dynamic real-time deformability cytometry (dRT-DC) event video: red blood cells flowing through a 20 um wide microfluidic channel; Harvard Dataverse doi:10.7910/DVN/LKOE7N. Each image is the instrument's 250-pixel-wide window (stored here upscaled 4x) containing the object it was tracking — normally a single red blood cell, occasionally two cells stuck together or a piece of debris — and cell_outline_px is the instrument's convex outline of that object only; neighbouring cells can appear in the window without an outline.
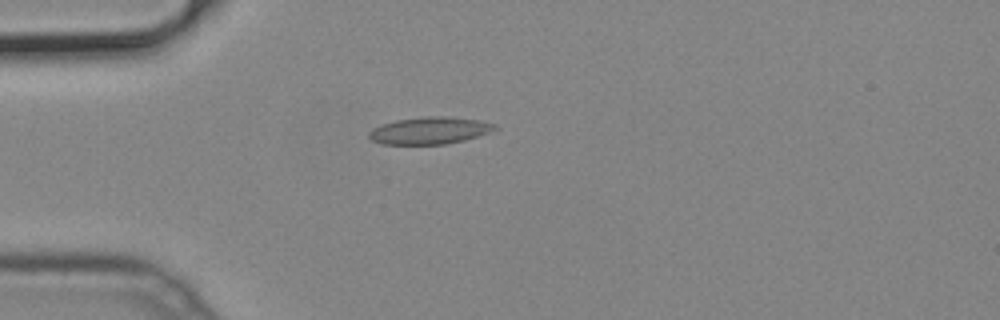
{"species": "common noctule bat (a hibernating species)", "species_latin": "Nyctalus noctula", "temperature_condition": "cold", "stored_images_in_passage": 32, "camera_frame_rate_fps": 3000, "um_per_image_px": 0.085, "animal": {"sex": "male", "body_mass_g": 19.2, "forearm_length_mm": 51.8}, "frame": {"image": 1, "passage_image": 1, "time_ms": 0.0, "image_size_px": [1000, 320], "cell_outline_px": [[500, 128], [496, 132], [464, 140], [444, 144], [380, 144], [372, 140], [368, 136], [368, 132], [372, 128], [380, 124], [396, 120], [424, 116], [444, 116], [476, 120], [496, 124]], "centroid_in_image_um": [36.55, 11.1], "position_along_channel_um": 48.4, "area_um2": 20.17}}
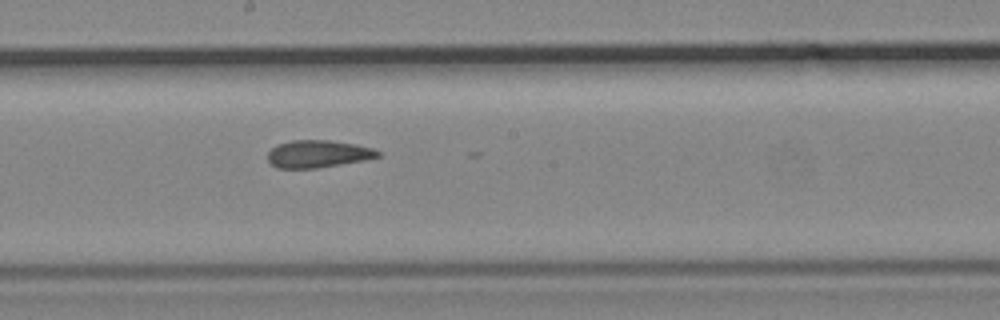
{"frame": {"image": 2, "passage_image": 15, "time_ms": 4.667, "image_size_px": [1000, 320], "cell_outline_px": [[380, 156], [364, 160], [316, 168], [276, 168], [268, 160], [268, 152], [276, 144], [292, 140], [328, 140], [356, 144], [372, 148], [380, 152]], "centroid_in_image_um": [27.0, 13.07], "position_along_channel_um": 221.2, "area_um2": 17.51}}
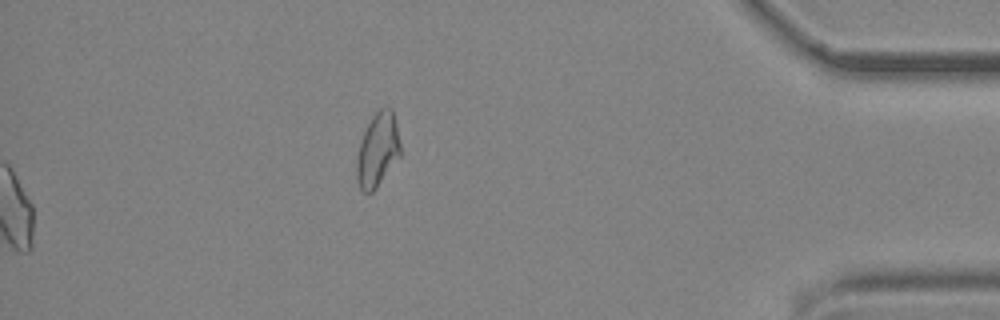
{"frame": {"image": 3, "passage_image": 32, "time_ms": 10.333, "image_size_px": [1000, 320], "cell_outline_px": [[400, 156], [376, 188], [372, 192], [364, 192], [360, 188], [356, 180], [356, 160], [360, 144], [364, 132], [372, 116], [384, 104], [392, 108], [396, 124], [400, 144]], "centroid_in_image_um": [32.1, 12.72], "position_along_channel_um": 403.1, "area_um2": 18.79}}